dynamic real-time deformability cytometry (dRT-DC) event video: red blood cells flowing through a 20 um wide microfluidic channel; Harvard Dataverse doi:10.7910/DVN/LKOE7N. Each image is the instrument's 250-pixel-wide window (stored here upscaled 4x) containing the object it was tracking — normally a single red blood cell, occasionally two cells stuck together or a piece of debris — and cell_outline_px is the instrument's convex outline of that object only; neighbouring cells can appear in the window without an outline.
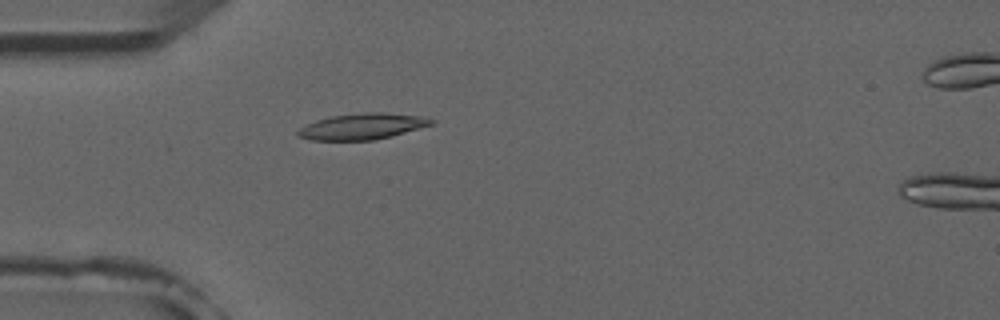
{"species": "common noctule bat (a hibernating species)", "species_latin": "Nyctalus noctula", "temperature_condition": "room temperature", "stored_images_in_passage": 6, "camera_frame_rate_fps": 3000, "um_per_image_px": 0.085, "animal": {"sex": "male", "forearm_length_mm": 52.5}, "frame": {"image": 1, "passage_image": 5, "time_ms": 4.667, "image_size_px": [1000, 320], "cell_outline_px": [[436, 120], [432, 124], [392, 136], [372, 140], [312, 140], [296, 136], [296, 132], [300, 128], [316, 120], [332, 116], [364, 112], [384, 112], [420, 116]], "centroid_in_image_um": [30.78, 10.74], "position_along_channel_um": 54.2, "area_um2": 20.11}}